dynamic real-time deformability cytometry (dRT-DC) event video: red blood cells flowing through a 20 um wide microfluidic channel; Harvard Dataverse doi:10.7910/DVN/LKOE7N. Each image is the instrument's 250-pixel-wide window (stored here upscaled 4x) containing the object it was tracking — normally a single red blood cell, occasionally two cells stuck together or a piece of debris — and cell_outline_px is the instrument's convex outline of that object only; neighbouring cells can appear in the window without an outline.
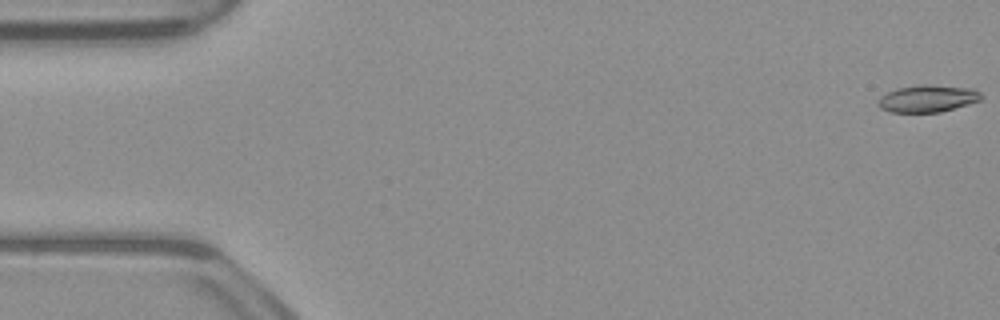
{"species": "common noctule bat (a hibernating species)", "species_latin": "Nyctalus noctula", "temperature_condition": "warm", "stored_images_in_passage": 53, "camera_frame_rate_fps": 3000, "um_per_image_px": 0.085, "animal": {"sex": "male", "body_mass_g": 23.1, "forearm_length_mm": 52.7}, "frame": {"image": 1, "passage_image": 1, "time_ms": 0.0, "image_size_px": [1000, 320], "cell_outline_px": [[984, 96], [980, 100], [968, 104], [940, 112], [892, 112], [880, 108], [876, 104], [880, 96], [896, 88], [920, 84], [924, 84], [972, 88], [980, 92]], "centroid_in_image_um": [78.83, 8.37], "position_along_channel_um": 6.2, "area_um2": 16.36}}
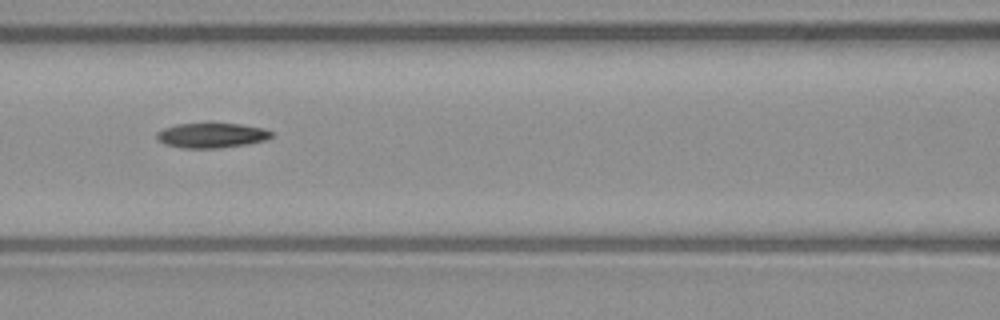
{"frame": {"image": 2, "passage_image": 23, "time_ms": 7.333, "image_size_px": [1000, 320], "cell_outline_px": [[272, 136], [264, 140], [244, 144], [216, 148], [180, 148], [164, 144], [156, 136], [156, 132], [164, 128], [176, 124], [208, 120], [212, 120], [240, 124], [264, 128], [272, 132]], "centroid_in_image_um": [17.94, 11.44], "position_along_channel_um": 148.7, "area_um2": 17.34}}
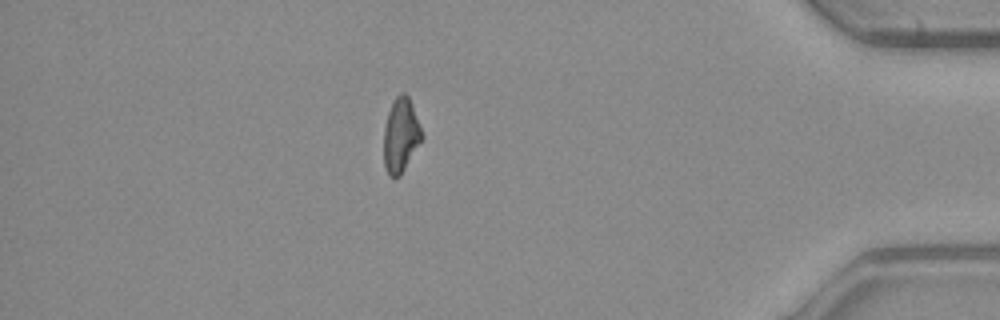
{"frame": {"image": 3, "passage_image": 46, "time_ms": 15.0, "image_size_px": [1000, 320], "cell_outline_px": [[424, 136], [400, 176], [388, 176], [384, 168], [384, 128], [388, 112], [396, 96], [400, 92], [404, 92], [408, 96], [412, 104]], "centroid_in_image_um": [34.06, 11.5], "position_along_channel_um": 401.1, "area_um2": 16.42}}